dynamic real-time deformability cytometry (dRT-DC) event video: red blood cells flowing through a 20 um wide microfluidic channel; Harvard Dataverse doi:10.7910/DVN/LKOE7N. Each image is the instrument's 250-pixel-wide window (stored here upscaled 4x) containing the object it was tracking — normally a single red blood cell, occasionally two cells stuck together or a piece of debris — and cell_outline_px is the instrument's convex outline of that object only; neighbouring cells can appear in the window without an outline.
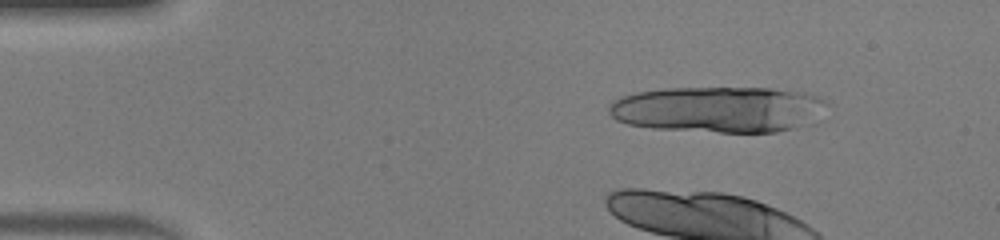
{"species": "human", "species_latin": "Homo sapiens", "temperature_condition": "warm", "stored_images_in_passage": 33, "camera_frame_rate_fps": 3000, "um_per_image_px": 0.085, "donor": {"sex": "male"}, "frame": {"image": 1, "passage_image": 1, "time_ms": 0.0, "image_size_px": [1000, 240], "cell_outline_px": [[828, 104], [796, 128], [776, 132], [720, 132], [652, 128], [628, 124], [616, 120], [608, 112], [608, 104], [612, 100], [620, 96], [636, 92], [664, 88], [768, 88], [804, 92], [816, 96], [824, 100]], "centroid_in_image_um": [60.93, 9.28], "position_along_channel_um": 24.1, "area_um2": 58.03}}